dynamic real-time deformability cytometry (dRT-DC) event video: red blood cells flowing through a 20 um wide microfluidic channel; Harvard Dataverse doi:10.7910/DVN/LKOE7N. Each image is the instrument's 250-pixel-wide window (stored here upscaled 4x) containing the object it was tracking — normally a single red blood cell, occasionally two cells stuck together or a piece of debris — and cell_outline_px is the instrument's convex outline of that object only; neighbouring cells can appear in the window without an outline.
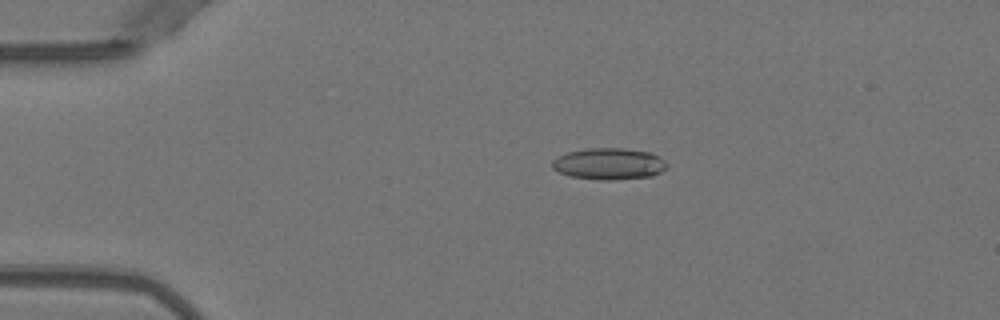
{"species": "Egyptian fruit bat (a non-hibernating species)", "species_latin": "Rousettus aegyptiacus", "temperature_condition": "warm", "stored_images_in_passage": 6, "camera_frame_rate_fps": 3000, "um_per_image_px": 0.085, "animal": {"sex": "female"}, "frame": {"image": 1, "passage_image": 4, "time_ms": 1.0, "image_size_px": [1000, 320], "cell_outline_px": [[668, 164], [660, 172], [652, 176], [608, 180], [604, 180], [568, 176], [552, 168], [552, 160], [556, 156], [568, 152], [588, 148], [624, 148], [652, 152], [664, 160]], "centroid_in_image_um": [51.74, 13.91], "position_along_channel_um": 33.3, "area_um2": 21.1}}
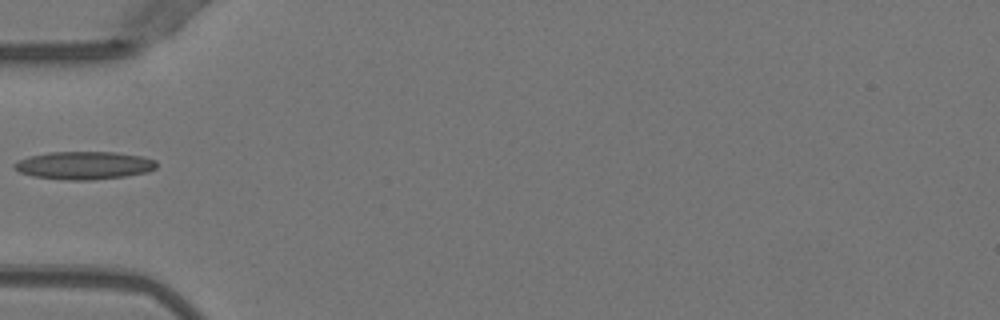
{"frame": {"image": 2, "passage_image": 6, "time_ms": 1.667, "image_size_px": [1000, 320], "cell_outline_px": [[156, 168], [148, 172], [124, 176], [92, 180], [60, 180], [32, 176], [20, 172], [12, 168], [12, 164], [28, 156], [48, 152], [116, 152], [144, 156], [156, 160]], "centroid_in_image_um": [7.13, 14.06], "position_along_channel_um": 77.9, "area_um2": 23.41}}